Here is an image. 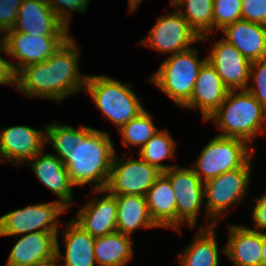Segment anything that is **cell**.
Segmentation results:
<instances>
[{"label":"cell","mask_w":266,"mask_h":266,"mask_svg":"<svg viewBox=\"0 0 266 266\" xmlns=\"http://www.w3.org/2000/svg\"><path fill=\"white\" fill-rule=\"evenodd\" d=\"M69 209L60 201L31 205L0 216V237L58 232V216Z\"/></svg>","instance_id":"cell-7"},{"label":"cell","mask_w":266,"mask_h":266,"mask_svg":"<svg viewBox=\"0 0 266 266\" xmlns=\"http://www.w3.org/2000/svg\"><path fill=\"white\" fill-rule=\"evenodd\" d=\"M113 145L107 133L91 128L65 163L71 183L83 187L91 182L93 190L105 189L115 155Z\"/></svg>","instance_id":"cell-2"},{"label":"cell","mask_w":266,"mask_h":266,"mask_svg":"<svg viewBox=\"0 0 266 266\" xmlns=\"http://www.w3.org/2000/svg\"><path fill=\"white\" fill-rule=\"evenodd\" d=\"M228 91L216 70L206 61L199 70L191 99L183 107L199 108L204 120H208L224 102Z\"/></svg>","instance_id":"cell-15"},{"label":"cell","mask_w":266,"mask_h":266,"mask_svg":"<svg viewBox=\"0 0 266 266\" xmlns=\"http://www.w3.org/2000/svg\"><path fill=\"white\" fill-rule=\"evenodd\" d=\"M90 129L91 127L87 126L75 129L69 125L52 123L45 129L47 135L45 142L46 144L51 143L57 152L56 156L65 164L69 160L72 150Z\"/></svg>","instance_id":"cell-28"},{"label":"cell","mask_w":266,"mask_h":266,"mask_svg":"<svg viewBox=\"0 0 266 266\" xmlns=\"http://www.w3.org/2000/svg\"><path fill=\"white\" fill-rule=\"evenodd\" d=\"M7 32L37 36H69V29L54 14L46 0H23L16 24Z\"/></svg>","instance_id":"cell-14"},{"label":"cell","mask_w":266,"mask_h":266,"mask_svg":"<svg viewBox=\"0 0 266 266\" xmlns=\"http://www.w3.org/2000/svg\"><path fill=\"white\" fill-rule=\"evenodd\" d=\"M117 231L131 235L138 227L158 228L150 216L146 196L115 195Z\"/></svg>","instance_id":"cell-23"},{"label":"cell","mask_w":266,"mask_h":266,"mask_svg":"<svg viewBox=\"0 0 266 266\" xmlns=\"http://www.w3.org/2000/svg\"><path fill=\"white\" fill-rule=\"evenodd\" d=\"M241 139L215 136L201 151L192 170L203 181L244 166L254 149Z\"/></svg>","instance_id":"cell-6"},{"label":"cell","mask_w":266,"mask_h":266,"mask_svg":"<svg viewBox=\"0 0 266 266\" xmlns=\"http://www.w3.org/2000/svg\"><path fill=\"white\" fill-rule=\"evenodd\" d=\"M218 221L201 227L197 237L180 255L181 266H219L218 244L214 233Z\"/></svg>","instance_id":"cell-25"},{"label":"cell","mask_w":266,"mask_h":266,"mask_svg":"<svg viewBox=\"0 0 266 266\" xmlns=\"http://www.w3.org/2000/svg\"><path fill=\"white\" fill-rule=\"evenodd\" d=\"M132 240L129 235L115 231L94 241V254L99 266H123L133 254Z\"/></svg>","instance_id":"cell-26"},{"label":"cell","mask_w":266,"mask_h":266,"mask_svg":"<svg viewBox=\"0 0 266 266\" xmlns=\"http://www.w3.org/2000/svg\"><path fill=\"white\" fill-rule=\"evenodd\" d=\"M47 3L59 20L69 28V19L71 16H69L70 14H68L67 9L65 8H68L71 11L85 12L89 0H47Z\"/></svg>","instance_id":"cell-33"},{"label":"cell","mask_w":266,"mask_h":266,"mask_svg":"<svg viewBox=\"0 0 266 266\" xmlns=\"http://www.w3.org/2000/svg\"><path fill=\"white\" fill-rule=\"evenodd\" d=\"M169 180L176 198V230L187 222L194 227L204 196V182L192 168H179L177 165L163 173Z\"/></svg>","instance_id":"cell-10"},{"label":"cell","mask_w":266,"mask_h":266,"mask_svg":"<svg viewBox=\"0 0 266 266\" xmlns=\"http://www.w3.org/2000/svg\"><path fill=\"white\" fill-rule=\"evenodd\" d=\"M73 221L92 237H102L117 231V203L108 193L101 200H90L78 210Z\"/></svg>","instance_id":"cell-17"},{"label":"cell","mask_w":266,"mask_h":266,"mask_svg":"<svg viewBox=\"0 0 266 266\" xmlns=\"http://www.w3.org/2000/svg\"><path fill=\"white\" fill-rule=\"evenodd\" d=\"M252 215L256 226L254 231H258L257 229H260V232L262 233V229H266V194L256 199Z\"/></svg>","instance_id":"cell-36"},{"label":"cell","mask_w":266,"mask_h":266,"mask_svg":"<svg viewBox=\"0 0 266 266\" xmlns=\"http://www.w3.org/2000/svg\"><path fill=\"white\" fill-rule=\"evenodd\" d=\"M22 1L0 0V30L4 33L14 28Z\"/></svg>","instance_id":"cell-34"},{"label":"cell","mask_w":266,"mask_h":266,"mask_svg":"<svg viewBox=\"0 0 266 266\" xmlns=\"http://www.w3.org/2000/svg\"><path fill=\"white\" fill-rule=\"evenodd\" d=\"M262 266H266V234L263 233Z\"/></svg>","instance_id":"cell-39"},{"label":"cell","mask_w":266,"mask_h":266,"mask_svg":"<svg viewBox=\"0 0 266 266\" xmlns=\"http://www.w3.org/2000/svg\"><path fill=\"white\" fill-rule=\"evenodd\" d=\"M213 17L214 27L221 30L242 20V0H214Z\"/></svg>","instance_id":"cell-31"},{"label":"cell","mask_w":266,"mask_h":266,"mask_svg":"<svg viewBox=\"0 0 266 266\" xmlns=\"http://www.w3.org/2000/svg\"><path fill=\"white\" fill-rule=\"evenodd\" d=\"M79 51L69 38L46 61L31 64L16 74V86L29 97H45L60 102L72 93L85 90L88 75L78 72Z\"/></svg>","instance_id":"cell-1"},{"label":"cell","mask_w":266,"mask_h":266,"mask_svg":"<svg viewBox=\"0 0 266 266\" xmlns=\"http://www.w3.org/2000/svg\"><path fill=\"white\" fill-rule=\"evenodd\" d=\"M139 158L122 161L114 155L106 188L94 191L109 192L112 195L146 196L162 172Z\"/></svg>","instance_id":"cell-8"},{"label":"cell","mask_w":266,"mask_h":266,"mask_svg":"<svg viewBox=\"0 0 266 266\" xmlns=\"http://www.w3.org/2000/svg\"><path fill=\"white\" fill-rule=\"evenodd\" d=\"M65 265L64 266H94V241L88 232L84 231L73 220L64 229Z\"/></svg>","instance_id":"cell-24"},{"label":"cell","mask_w":266,"mask_h":266,"mask_svg":"<svg viewBox=\"0 0 266 266\" xmlns=\"http://www.w3.org/2000/svg\"><path fill=\"white\" fill-rule=\"evenodd\" d=\"M69 38V36H32L24 32H5L4 52L17 59V63H11L17 74L25 66L46 61Z\"/></svg>","instance_id":"cell-11"},{"label":"cell","mask_w":266,"mask_h":266,"mask_svg":"<svg viewBox=\"0 0 266 266\" xmlns=\"http://www.w3.org/2000/svg\"><path fill=\"white\" fill-rule=\"evenodd\" d=\"M149 213L158 227L176 229V198L170 180L162 173L146 194Z\"/></svg>","instance_id":"cell-22"},{"label":"cell","mask_w":266,"mask_h":266,"mask_svg":"<svg viewBox=\"0 0 266 266\" xmlns=\"http://www.w3.org/2000/svg\"><path fill=\"white\" fill-rule=\"evenodd\" d=\"M119 130L123 137L124 146L140 145L141 148L159 131L152 123L151 115L145 109Z\"/></svg>","instance_id":"cell-30"},{"label":"cell","mask_w":266,"mask_h":266,"mask_svg":"<svg viewBox=\"0 0 266 266\" xmlns=\"http://www.w3.org/2000/svg\"><path fill=\"white\" fill-rule=\"evenodd\" d=\"M129 87L132 85H122L107 76L89 75L85 91L89 92L98 109L120 129L145 109Z\"/></svg>","instance_id":"cell-5"},{"label":"cell","mask_w":266,"mask_h":266,"mask_svg":"<svg viewBox=\"0 0 266 266\" xmlns=\"http://www.w3.org/2000/svg\"><path fill=\"white\" fill-rule=\"evenodd\" d=\"M0 35L2 36V38H4L5 33L2 30H0ZM2 42L3 44H1V39H0V52L5 51L4 39H2Z\"/></svg>","instance_id":"cell-41"},{"label":"cell","mask_w":266,"mask_h":266,"mask_svg":"<svg viewBox=\"0 0 266 266\" xmlns=\"http://www.w3.org/2000/svg\"><path fill=\"white\" fill-rule=\"evenodd\" d=\"M242 20L266 25V0H242Z\"/></svg>","instance_id":"cell-35"},{"label":"cell","mask_w":266,"mask_h":266,"mask_svg":"<svg viewBox=\"0 0 266 266\" xmlns=\"http://www.w3.org/2000/svg\"><path fill=\"white\" fill-rule=\"evenodd\" d=\"M229 90L224 102L208 120L222 130L219 136L251 142L266 123V109L246 90Z\"/></svg>","instance_id":"cell-3"},{"label":"cell","mask_w":266,"mask_h":266,"mask_svg":"<svg viewBox=\"0 0 266 266\" xmlns=\"http://www.w3.org/2000/svg\"><path fill=\"white\" fill-rule=\"evenodd\" d=\"M142 0H129V7H130V11H134L137 9V6L140 4Z\"/></svg>","instance_id":"cell-40"},{"label":"cell","mask_w":266,"mask_h":266,"mask_svg":"<svg viewBox=\"0 0 266 266\" xmlns=\"http://www.w3.org/2000/svg\"><path fill=\"white\" fill-rule=\"evenodd\" d=\"M60 258H61V252H60V248H59V241H58V235H57V237H56V257H54L48 261H45V262H42L39 264H34L31 266H59L57 264H58V261H60Z\"/></svg>","instance_id":"cell-38"},{"label":"cell","mask_w":266,"mask_h":266,"mask_svg":"<svg viewBox=\"0 0 266 266\" xmlns=\"http://www.w3.org/2000/svg\"><path fill=\"white\" fill-rule=\"evenodd\" d=\"M222 32L223 39L250 62L266 58V25L239 20L226 25Z\"/></svg>","instance_id":"cell-19"},{"label":"cell","mask_w":266,"mask_h":266,"mask_svg":"<svg viewBox=\"0 0 266 266\" xmlns=\"http://www.w3.org/2000/svg\"><path fill=\"white\" fill-rule=\"evenodd\" d=\"M251 159L242 167L227 171L204 182L207 218L218 217L246 195L250 179Z\"/></svg>","instance_id":"cell-9"},{"label":"cell","mask_w":266,"mask_h":266,"mask_svg":"<svg viewBox=\"0 0 266 266\" xmlns=\"http://www.w3.org/2000/svg\"><path fill=\"white\" fill-rule=\"evenodd\" d=\"M10 61L0 56V84H12L16 86V74Z\"/></svg>","instance_id":"cell-37"},{"label":"cell","mask_w":266,"mask_h":266,"mask_svg":"<svg viewBox=\"0 0 266 266\" xmlns=\"http://www.w3.org/2000/svg\"><path fill=\"white\" fill-rule=\"evenodd\" d=\"M201 41L182 14L175 10L157 19V23L143 39L142 44L158 52L176 54L190 49L194 42Z\"/></svg>","instance_id":"cell-12"},{"label":"cell","mask_w":266,"mask_h":266,"mask_svg":"<svg viewBox=\"0 0 266 266\" xmlns=\"http://www.w3.org/2000/svg\"><path fill=\"white\" fill-rule=\"evenodd\" d=\"M176 143L168 131H158L146 144L140 148L139 157L162 173L176 165L168 166L160 162L166 158H174Z\"/></svg>","instance_id":"cell-29"},{"label":"cell","mask_w":266,"mask_h":266,"mask_svg":"<svg viewBox=\"0 0 266 266\" xmlns=\"http://www.w3.org/2000/svg\"><path fill=\"white\" fill-rule=\"evenodd\" d=\"M56 232L28 233L17 241L7 266H31L56 257Z\"/></svg>","instance_id":"cell-18"},{"label":"cell","mask_w":266,"mask_h":266,"mask_svg":"<svg viewBox=\"0 0 266 266\" xmlns=\"http://www.w3.org/2000/svg\"><path fill=\"white\" fill-rule=\"evenodd\" d=\"M43 130H36L28 126H12L0 133V147L4 159L29 163L44 149L46 135Z\"/></svg>","instance_id":"cell-16"},{"label":"cell","mask_w":266,"mask_h":266,"mask_svg":"<svg viewBox=\"0 0 266 266\" xmlns=\"http://www.w3.org/2000/svg\"><path fill=\"white\" fill-rule=\"evenodd\" d=\"M197 54L193 48L173 54L149 79L180 107L191 99L199 70L207 61H199Z\"/></svg>","instance_id":"cell-4"},{"label":"cell","mask_w":266,"mask_h":266,"mask_svg":"<svg viewBox=\"0 0 266 266\" xmlns=\"http://www.w3.org/2000/svg\"><path fill=\"white\" fill-rule=\"evenodd\" d=\"M251 79L255 84L248 86L247 90L266 109V58L251 62Z\"/></svg>","instance_id":"cell-32"},{"label":"cell","mask_w":266,"mask_h":266,"mask_svg":"<svg viewBox=\"0 0 266 266\" xmlns=\"http://www.w3.org/2000/svg\"><path fill=\"white\" fill-rule=\"evenodd\" d=\"M171 4L179 7L177 10L188 21L189 26L197 33L200 40H204L207 34L212 33L214 0H171Z\"/></svg>","instance_id":"cell-27"},{"label":"cell","mask_w":266,"mask_h":266,"mask_svg":"<svg viewBox=\"0 0 266 266\" xmlns=\"http://www.w3.org/2000/svg\"><path fill=\"white\" fill-rule=\"evenodd\" d=\"M2 158V160L4 159L2 151H1V147H0V159Z\"/></svg>","instance_id":"cell-42"},{"label":"cell","mask_w":266,"mask_h":266,"mask_svg":"<svg viewBox=\"0 0 266 266\" xmlns=\"http://www.w3.org/2000/svg\"><path fill=\"white\" fill-rule=\"evenodd\" d=\"M229 234L224 252L235 266H262L263 233L231 225Z\"/></svg>","instance_id":"cell-21"},{"label":"cell","mask_w":266,"mask_h":266,"mask_svg":"<svg viewBox=\"0 0 266 266\" xmlns=\"http://www.w3.org/2000/svg\"><path fill=\"white\" fill-rule=\"evenodd\" d=\"M44 150L38 153L32 161L31 168L37 179L48 189L53 191L66 207H70L72 202V187L68 171L65 164L56 154H44Z\"/></svg>","instance_id":"cell-20"},{"label":"cell","mask_w":266,"mask_h":266,"mask_svg":"<svg viewBox=\"0 0 266 266\" xmlns=\"http://www.w3.org/2000/svg\"><path fill=\"white\" fill-rule=\"evenodd\" d=\"M207 62L216 70L229 90L248 88L251 62L226 40H217L214 43Z\"/></svg>","instance_id":"cell-13"}]
</instances>
